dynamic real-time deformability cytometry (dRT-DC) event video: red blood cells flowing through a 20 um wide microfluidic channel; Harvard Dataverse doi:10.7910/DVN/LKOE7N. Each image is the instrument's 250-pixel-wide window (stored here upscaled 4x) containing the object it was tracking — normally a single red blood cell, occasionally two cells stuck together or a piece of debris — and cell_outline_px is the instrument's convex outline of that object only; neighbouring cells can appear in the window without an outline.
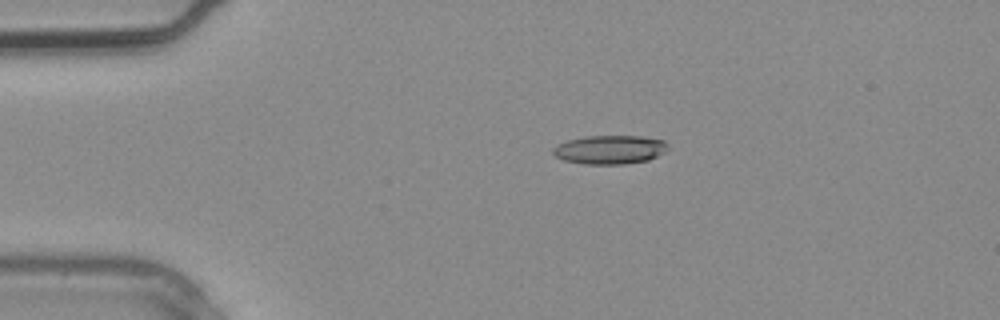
{"species": "common noctule bat (a hibernating species)", "species_latin": "Nyctalus noctula", "temperature_condition": "warm", "stored_images_in_passage": 2, "camera_frame_rate_fps": 3000, "um_per_image_px": 0.085, "animal": {"sex": "male", "body_mass_g": 20.4}, "frame": {"image": 1, "passage_image": 1, "time_ms": 0.0, "image_size_px": [1000, 320], "cell_outline_px": [[668, 148], [664, 152], [648, 160], [624, 164], [584, 164], [564, 160], [556, 156], [552, 152], [552, 148], [556, 144], [568, 140], [584, 136], [640, 136], [664, 140], [668, 144]], "centroid_in_image_um": [51.82, 12.71], "position_along_channel_um": 33.2, "area_um2": 19.31}}
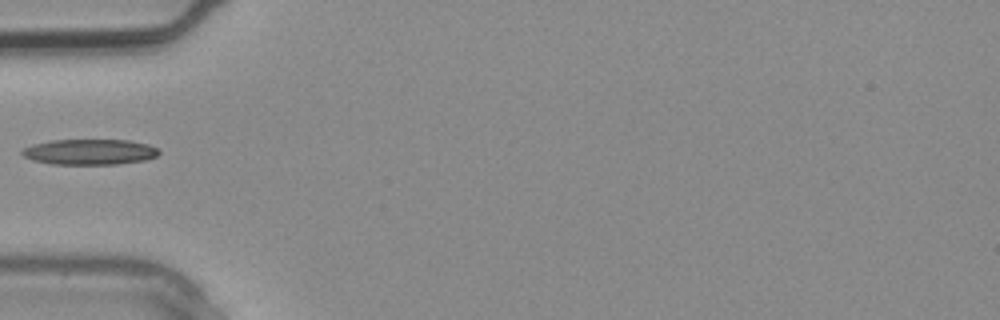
{"frame": {"image": 2, "passage_image": 2, "time_ms": 0.333, "image_size_px": [1000, 320], "cell_outline_px": [[160, 152], [156, 156], [144, 160], [116, 164], [52, 164], [32, 160], [24, 156], [20, 152], [24, 148], [32, 144], [52, 140], [128, 140], [148, 144], [160, 148]], "centroid_in_image_um": [7.63, 12.91], "position_along_channel_um": 77.4, "area_um2": 20.4}}